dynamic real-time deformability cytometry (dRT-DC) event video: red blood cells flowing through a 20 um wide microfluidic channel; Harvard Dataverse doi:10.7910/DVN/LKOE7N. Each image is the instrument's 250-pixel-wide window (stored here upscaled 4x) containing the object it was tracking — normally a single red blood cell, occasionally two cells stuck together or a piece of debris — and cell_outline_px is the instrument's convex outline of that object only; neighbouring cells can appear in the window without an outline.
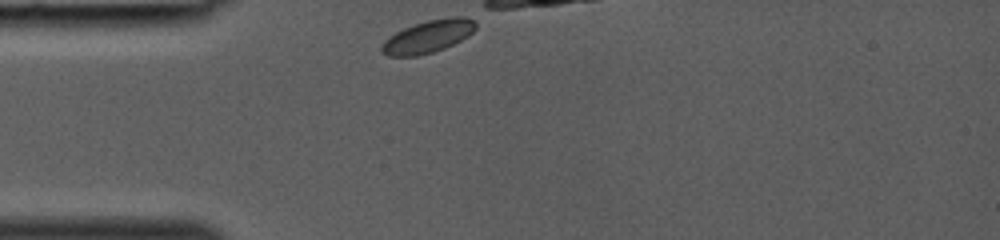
{"species": "common noctule bat (a hibernating species)", "species_latin": "Nyctalus noctula", "temperature_condition": "room temperature", "stored_images_in_passage": 26, "camera_frame_rate_fps": 3000, "um_per_image_px": 0.085, "animal": {"sex": "female", "body_mass_g": 19.0, "forearm_length_mm": 53.3}, "frame": {"image": 1, "passage_image": 1, "time_ms": 0.0, "image_size_px": [1000, 240], "cell_outline_px": [[476, 28], [472, 32], [460, 40], [444, 48], [432, 52], [416, 56], [388, 56], [380, 52], [380, 44], [388, 36], [404, 28], [428, 20], [452, 16], [476, 16]], "centroid_in_image_um": [36.39, 3.08], "position_along_channel_um": 48.6, "area_um2": 18.03}}
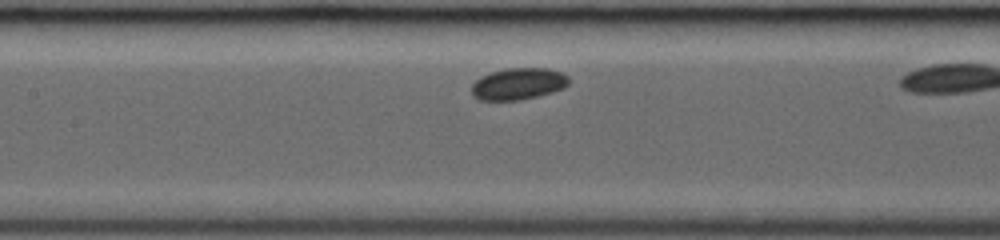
{"frame": {"image": 2, "passage_image": 9, "time_ms": 2.667, "image_size_px": [1000, 240], "cell_outline_px": [[568, 84], [564, 88], [552, 92], [520, 100], [480, 100], [472, 96], [472, 84], [480, 76], [504, 68], [548, 68], [564, 72], [568, 76]], "centroid_in_image_um": [44.06, 7.11], "position_along_channel_um": 163.3, "area_um2": 18.09}}
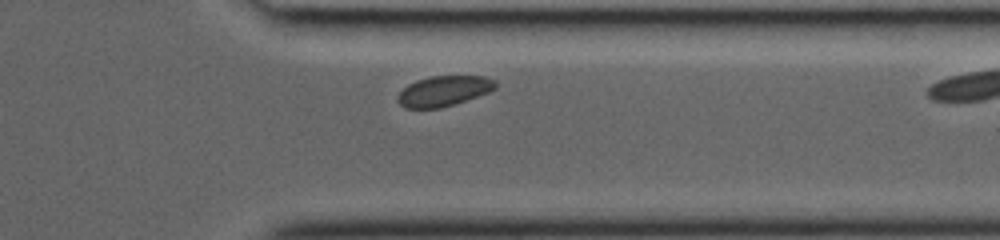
{"frame": {"image": 3, "passage_image": 22, "time_ms": 7.0, "image_size_px": [1000, 240], "cell_outline_px": [[496, 88], [488, 92], [440, 108], [404, 108], [396, 100], [396, 96], [408, 84], [416, 80], [432, 76], [484, 76], [496, 80]], "centroid_in_image_um": [37.69, 7.73], "position_along_channel_um": 373.7, "area_um2": 17.11}}